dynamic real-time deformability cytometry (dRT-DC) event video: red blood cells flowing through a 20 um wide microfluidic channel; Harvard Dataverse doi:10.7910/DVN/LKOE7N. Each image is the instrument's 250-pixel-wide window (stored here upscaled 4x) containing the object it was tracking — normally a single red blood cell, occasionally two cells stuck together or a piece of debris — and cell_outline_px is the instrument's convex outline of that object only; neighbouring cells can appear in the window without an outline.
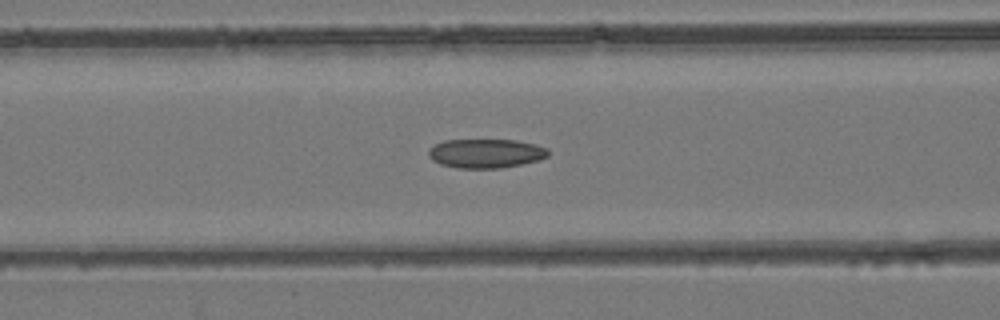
{"species": "common noctule bat (a hibernating species)", "species_latin": "Nyctalus noctula", "temperature_condition": "room temperature", "stored_images_in_passage": 25, "camera_frame_rate_fps": 3000, "um_per_image_px": 0.085, "animal": {"sex": "female", "body_mass_g": 24.6, "forearm_length_mm": 56.2}, "frame": {"image": 1, "passage_image": 8, "time_ms": 2.333, "image_size_px": [1000, 320], "cell_outline_px": [[548, 156], [536, 160], [520, 164], [500, 168], [456, 168], [440, 164], [432, 160], [428, 156], [428, 148], [444, 140], [516, 140], [536, 144], [548, 148]], "centroid_in_image_um": [41.26, 13.03], "position_along_channel_um": 125.3, "area_um2": 20.29}}
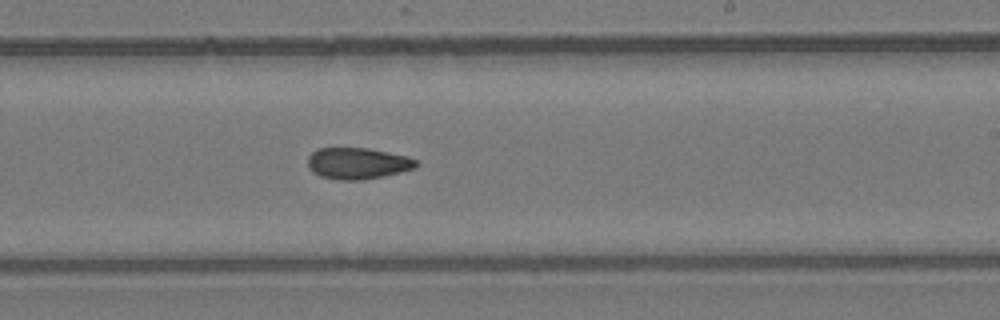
{"frame": {"image": 2, "passage_image": 17, "time_ms": 5.333, "image_size_px": [1000, 320], "cell_outline_px": [[420, 164], [416, 168], [384, 176], [360, 180], [336, 180], [320, 176], [312, 172], [308, 168], [308, 156], [316, 148], [368, 148], [408, 156], [416, 160]], "centroid_in_image_um": [30.39, 13.89], "position_along_channel_um": 258.6, "area_um2": 20.06}}
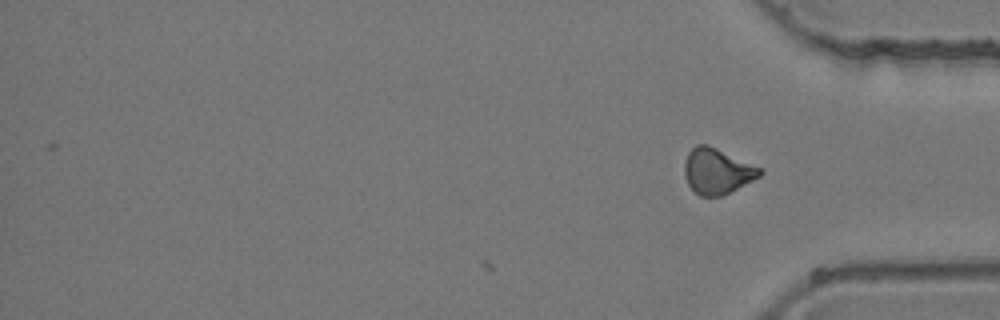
{"frame": {"image": 3, "passage_image": 25, "time_ms": 8.0, "image_size_px": [1000, 320], "cell_outline_px": [[764, 172], [760, 176], [720, 196], [700, 196], [688, 184], [684, 172], [684, 164], [688, 152], [696, 144], [708, 144], [764, 168]], "centroid_in_image_um": [60.97, 14.51], "position_along_channel_um": 374.2, "area_um2": 20.0}}